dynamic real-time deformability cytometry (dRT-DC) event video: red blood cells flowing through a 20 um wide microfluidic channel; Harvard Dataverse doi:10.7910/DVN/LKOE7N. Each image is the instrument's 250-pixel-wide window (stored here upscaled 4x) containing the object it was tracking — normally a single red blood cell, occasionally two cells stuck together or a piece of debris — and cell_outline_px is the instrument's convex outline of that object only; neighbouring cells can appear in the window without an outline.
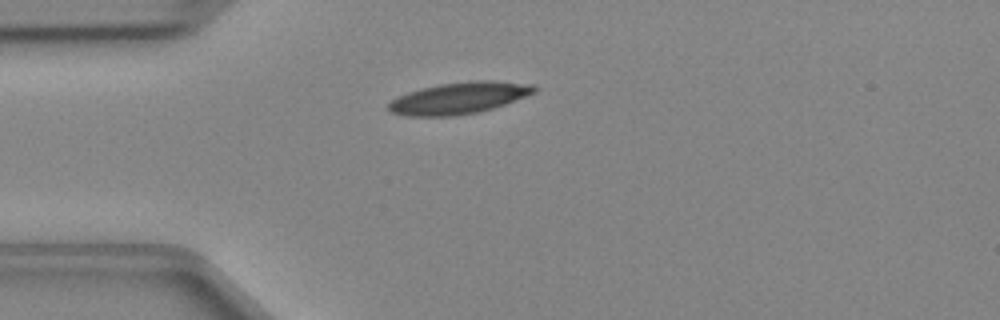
{"species": "Egyptian fruit bat (a non-hibernating species)", "species_latin": "Rousettus aegyptiacus", "temperature_condition": "cold", "stored_images_in_passage": 36, "camera_frame_rate_fps": 3000, "um_per_image_px": 0.085, "animal": {"sex": "female"}, "frame": {"image": 1, "passage_image": 1, "time_ms": 0.0, "image_size_px": [1000, 320], "cell_outline_px": [[540, 88], [536, 92], [504, 104], [492, 108], [476, 112], [452, 116], [408, 116], [392, 112], [388, 108], [388, 104], [392, 100], [408, 92], [420, 88], [440, 84], [472, 80], [496, 80], [532, 84]], "centroid_in_image_um": [39.06, 8.31], "position_along_channel_um": 45.9, "area_um2": 26.76}}
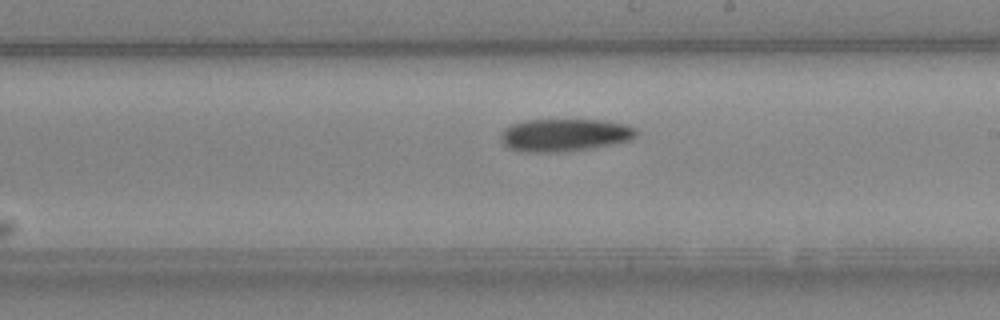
{"frame": {"image": 2, "passage_image": 16, "time_ms": 5.0, "image_size_px": [1000, 320], "cell_outline_px": [[636, 136], [628, 140], [592, 148], [556, 152], [524, 152], [508, 148], [500, 140], [500, 132], [504, 128], [512, 124], [524, 120], [600, 120], [624, 124], [636, 128]], "centroid_in_image_um": [47.92, 11.47], "position_along_channel_um": 241.1, "area_um2": 25.66}}
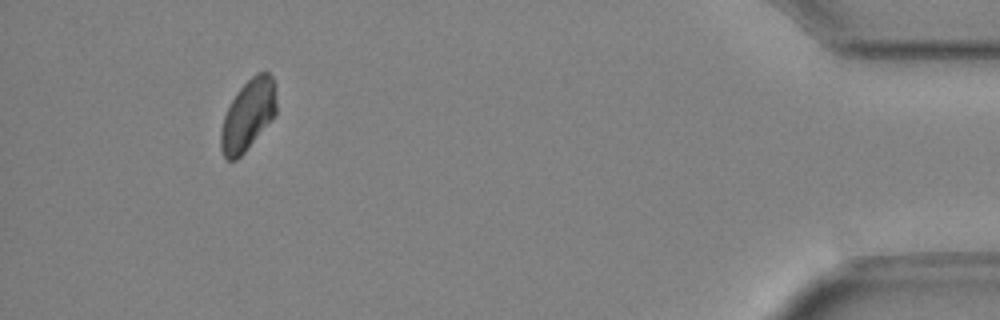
{"frame": {"image": 3, "passage_image": 33, "time_ms": 10.667, "image_size_px": [1000, 320], "cell_outline_px": [[276, 116], [244, 152], [236, 160], [228, 160], [224, 156], [220, 148], [220, 128], [224, 116], [236, 92], [256, 72], [268, 72], [272, 76], [276, 104]], "centroid_in_image_um": [21.07, 9.79], "position_along_channel_um": 414.1, "area_um2": 22.83}}